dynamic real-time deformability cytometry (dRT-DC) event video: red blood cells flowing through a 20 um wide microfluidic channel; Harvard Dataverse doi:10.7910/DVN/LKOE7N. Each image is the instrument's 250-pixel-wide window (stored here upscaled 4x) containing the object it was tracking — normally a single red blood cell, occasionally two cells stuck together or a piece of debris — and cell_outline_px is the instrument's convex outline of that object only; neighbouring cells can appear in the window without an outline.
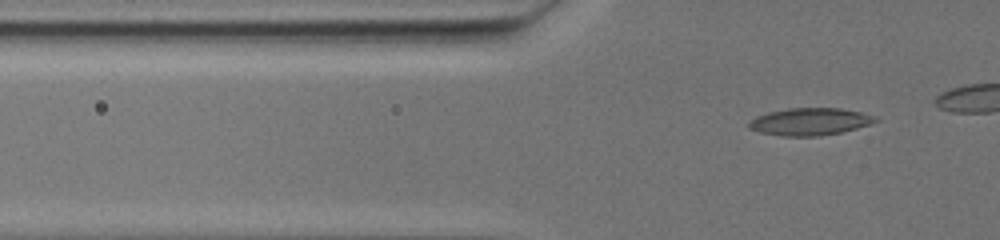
{"species": "common noctule bat (a hibernating species)", "species_latin": "Nyctalus noctula", "temperature_condition": "warm", "stored_images_in_passage": 49, "camera_frame_rate_fps": 3000, "um_per_image_px": 0.085, "animal": {"sex": "female", "body_mass_g": 19.5, "forearm_length_mm": 54.1}, "frame": {"image": 1, "passage_image": 22, "time_ms": 7.0, "image_size_px": [1000, 240], "cell_outline_px": [[880, 120], [872, 124], [840, 132], [820, 136], [784, 136], [760, 132], [748, 128], [748, 120], [756, 116], [768, 112], [788, 108], [840, 108], [860, 112], [876, 116]], "centroid_in_image_um": [68.84, 10.33], "position_along_channel_um": 57.0, "area_um2": 20.23}}
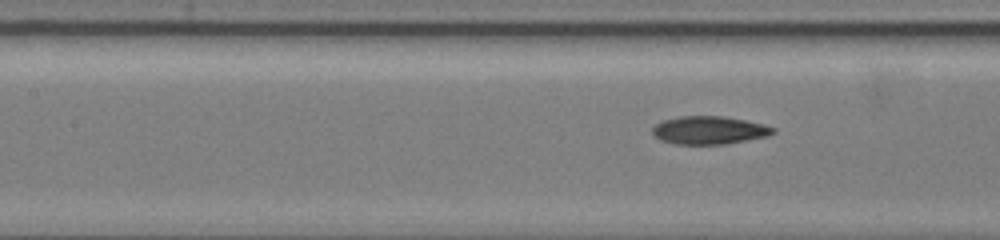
{"frame": {"image": 2, "passage_image": 33, "time_ms": 10.667, "image_size_px": [1000, 240], "cell_outline_px": [[776, 132], [768, 136], [728, 144], [676, 144], [660, 140], [652, 136], [652, 128], [656, 124], [664, 120], [680, 116], [724, 116], [764, 124], [776, 128]], "centroid_in_image_um": [60.29, 11.07], "position_along_channel_um": 147.1, "area_um2": 19.88}}
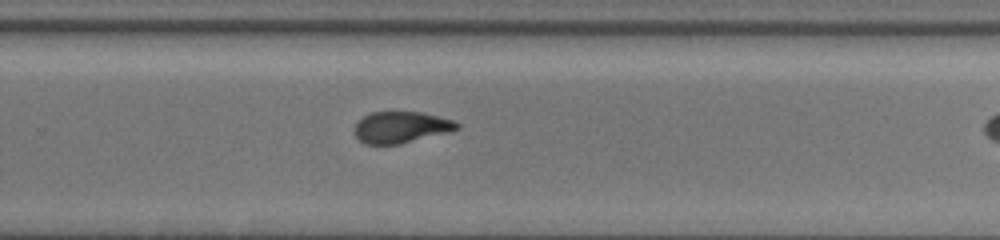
{"frame": {"image": 3, "passage_image": 48, "time_ms": 15.667, "image_size_px": [1000, 240], "cell_outline_px": [[460, 128], [448, 132], [400, 144], [364, 144], [356, 136], [356, 124], [364, 116], [372, 112], [420, 112], [452, 120], [460, 124]], "centroid_in_image_um": [34.1, 10.82], "position_along_channel_um": 295.7, "area_um2": 18.44}}